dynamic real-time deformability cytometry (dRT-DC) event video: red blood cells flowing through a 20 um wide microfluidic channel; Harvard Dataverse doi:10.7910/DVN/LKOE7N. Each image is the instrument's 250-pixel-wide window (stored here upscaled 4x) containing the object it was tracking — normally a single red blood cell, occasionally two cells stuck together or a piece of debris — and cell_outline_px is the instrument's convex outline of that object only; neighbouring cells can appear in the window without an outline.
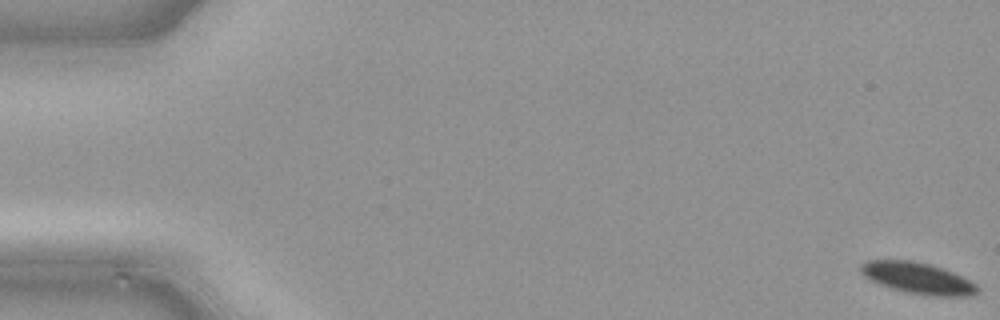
{"species": "common noctule bat (a hibernating species)", "species_latin": "Nyctalus noctula", "temperature_condition": "cold", "stored_images_in_passage": 50, "camera_frame_rate_fps": 3000, "um_per_image_px": 0.085, "animal": {"sex": "male", "body_mass_g": 21.5, "forearm_length_mm": 52.0}, "frame": {"image": 1, "passage_image": 1, "time_ms": 0.0, "image_size_px": [1000, 320], "cell_outline_px": [[980, 288], [976, 292], [968, 296], [936, 296], [908, 292], [892, 288], [880, 284], [864, 276], [860, 272], [860, 264], [868, 260], [912, 260], [928, 264], [952, 272], [976, 284]], "centroid_in_image_um": [77.98, 23.63], "position_along_channel_um": 7.0, "area_um2": 20.87}}
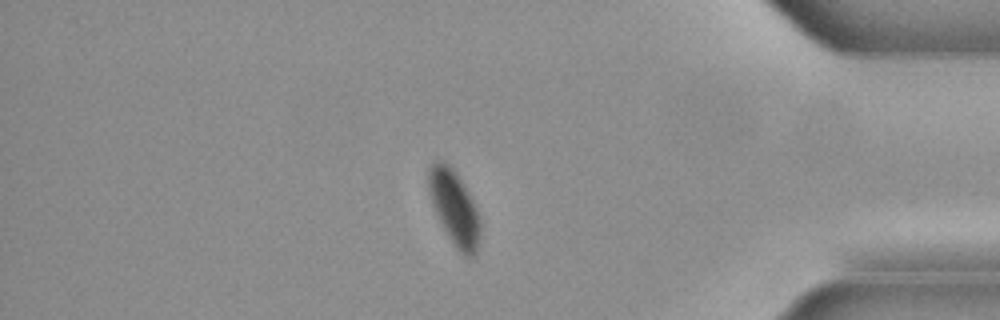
{"frame": {"image": 2, "passage_image": 43, "time_ms": 14.0, "image_size_px": [1000, 320], "cell_outline_px": [[480, 236], [476, 252], [472, 256], [464, 256], [452, 244], [432, 204], [428, 192], [428, 168], [436, 160], [440, 160], [448, 164], [456, 172], [476, 208], [480, 220]], "centroid_in_image_um": [38.6, 17.66], "position_along_channel_um": 396.6, "area_um2": 22.14}}
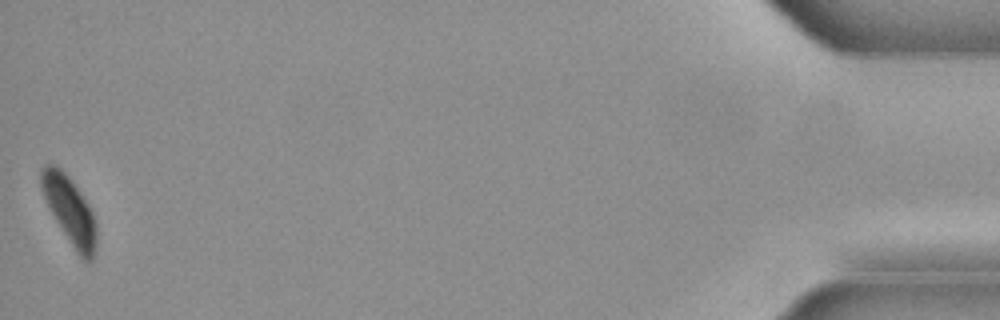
{"frame": {"image": 3, "passage_image": 50, "time_ms": 16.333, "image_size_px": [1000, 320], "cell_outline_px": [[96, 244], [92, 260], [88, 264], [76, 252], [56, 220], [40, 188], [40, 168], [44, 164], [56, 164], [68, 176], [80, 192], [88, 204], [92, 212], [96, 224]], "centroid_in_image_um": [5.91, 17.86], "position_along_channel_um": 429.3, "area_um2": 21.44}}